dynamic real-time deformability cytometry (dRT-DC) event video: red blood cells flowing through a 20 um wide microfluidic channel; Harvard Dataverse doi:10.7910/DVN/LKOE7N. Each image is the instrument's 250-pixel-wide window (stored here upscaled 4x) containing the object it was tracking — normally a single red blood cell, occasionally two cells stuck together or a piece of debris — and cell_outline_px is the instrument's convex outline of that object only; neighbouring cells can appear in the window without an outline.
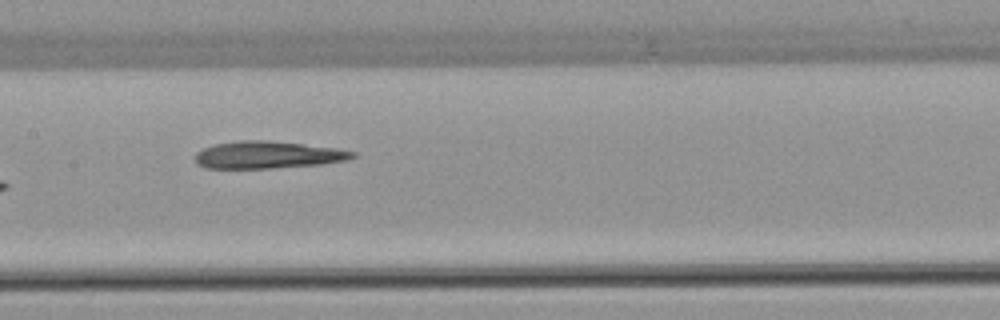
{"species": "common noctule bat (a hibernating species)", "species_latin": "Nyctalus noctula", "temperature_condition": "warm", "stored_images_in_passage": 11, "camera_frame_rate_fps": 3000, "um_per_image_px": 0.085, "animal": {"sex": "female", "body_mass_g": 22.7, "forearm_length_mm": 54.2}, "frame": {"image": 1, "passage_image": 8, "time_ms": 9.667, "image_size_px": [1000, 320], "cell_outline_px": [[356, 156], [348, 160], [324, 164], [272, 168], [204, 168], [196, 164], [196, 152], [204, 148], [216, 144], [240, 140], [268, 140], [336, 148], [356, 152]], "centroid_in_image_um": [22.78, 13.17], "position_along_channel_um": 184.6, "area_um2": 25.03}}
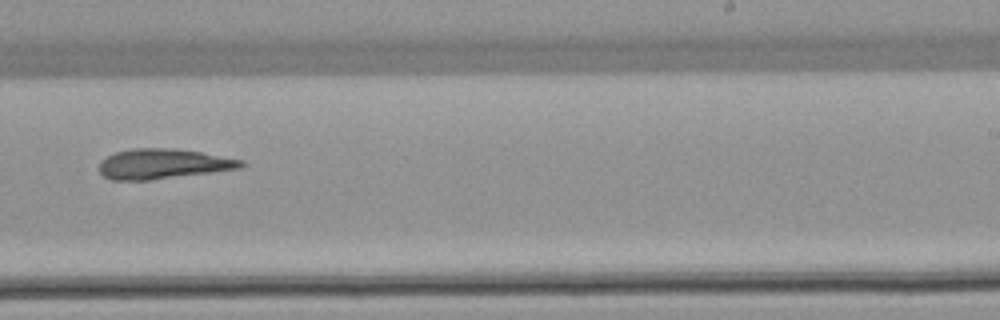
{"frame": {"image": 2, "passage_image": 10, "time_ms": 12.0, "image_size_px": [1000, 320], "cell_outline_px": [[248, 164], [240, 168], [212, 172], [148, 180], [112, 180], [104, 176], [100, 172], [100, 160], [116, 152], [132, 148], [176, 148], [200, 152], [244, 160]], "centroid_in_image_um": [13.88, 13.92], "position_along_channel_um": 275.1, "area_um2": 24.8}}
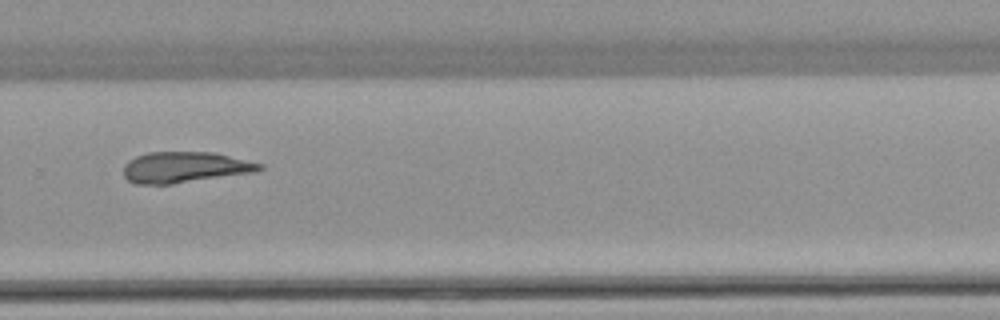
{"frame": {"image": 3, "passage_image": 11, "time_ms": 13.0, "image_size_px": [1000, 320], "cell_outline_px": [[264, 168], [256, 172], [172, 184], [136, 184], [128, 180], [124, 176], [124, 164], [128, 160], [136, 156], [148, 152], [212, 152], [264, 164]], "centroid_in_image_um": [15.71, 14.22], "position_along_channel_um": 314.1, "area_um2": 24.57}}